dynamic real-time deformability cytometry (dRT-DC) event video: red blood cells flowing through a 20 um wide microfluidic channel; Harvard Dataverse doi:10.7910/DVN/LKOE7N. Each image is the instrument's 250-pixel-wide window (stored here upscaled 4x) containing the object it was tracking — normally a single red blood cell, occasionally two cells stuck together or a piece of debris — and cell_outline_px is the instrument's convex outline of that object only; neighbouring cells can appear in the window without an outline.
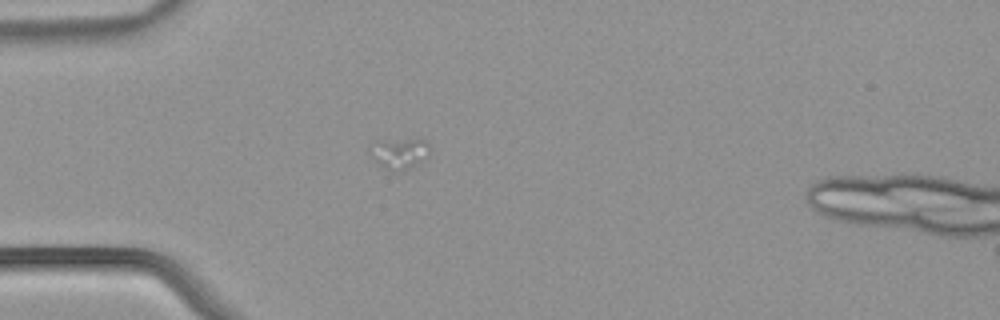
{"species": "common noctule bat (a hibernating species)", "species_latin": "Nyctalus noctula", "temperature_condition": "warm", "stored_images_in_passage": 5, "camera_frame_rate_fps": 3000, "um_per_image_px": 0.085, "animal": {"sex": "male", "body_mass_g": 21.5, "forearm_length_mm": 52.0}, "frame": {"image": 1, "passage_image": 1, "time_ms": 0.0, "image_size_px": [1000, 320], "cell_outline_px": [[428, 156], [412, 168], [400, 172], [392, 172], [384, 168], [368, 156], [368, 144], [376, 140], [424, 140], [428, 144]], "centroid_in_image_um": [33.84, 13.06], "position_along_channel_um": 51.2, "area_um2": 11.1}}